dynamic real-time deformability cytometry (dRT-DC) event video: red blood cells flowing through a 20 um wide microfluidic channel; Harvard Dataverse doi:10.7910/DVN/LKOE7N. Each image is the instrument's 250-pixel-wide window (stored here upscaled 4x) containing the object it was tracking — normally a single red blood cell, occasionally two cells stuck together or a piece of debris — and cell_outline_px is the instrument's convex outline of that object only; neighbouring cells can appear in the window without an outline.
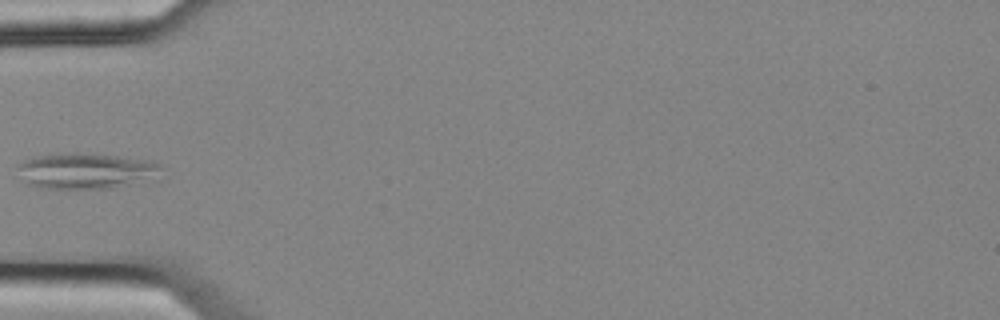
{"species": "common noctule bat (a hibernating species)", "species_latin": "Nyctalus noctula", "temperature_condition": "cold", "stored_images_in_passage": 3, "segment_of_instrument_passage": [1, 2], "camera_frame_rate_fps": 3000, "um_per_image_px": 0.085, "animal": {"sex": "female", "body_mass_g": 25.1}, "frame": {"image": 1, "passage_image": 2, "time_ms": 0.333, "image_size_px": [1000, 320], "cell_outline_px": [[164, 168], [160, 180], [112, 188], [44, 188], [28, 184], [24, 180], [20, 168], [20, 164], [24, 160], [40, 156], [76, 152], [116, 156], [152, 160], [160, 164]], "centroid_in_image_um": [7.53, 14.54], "position_along_channel_um": 77.5, "area_um2": 30.23}}